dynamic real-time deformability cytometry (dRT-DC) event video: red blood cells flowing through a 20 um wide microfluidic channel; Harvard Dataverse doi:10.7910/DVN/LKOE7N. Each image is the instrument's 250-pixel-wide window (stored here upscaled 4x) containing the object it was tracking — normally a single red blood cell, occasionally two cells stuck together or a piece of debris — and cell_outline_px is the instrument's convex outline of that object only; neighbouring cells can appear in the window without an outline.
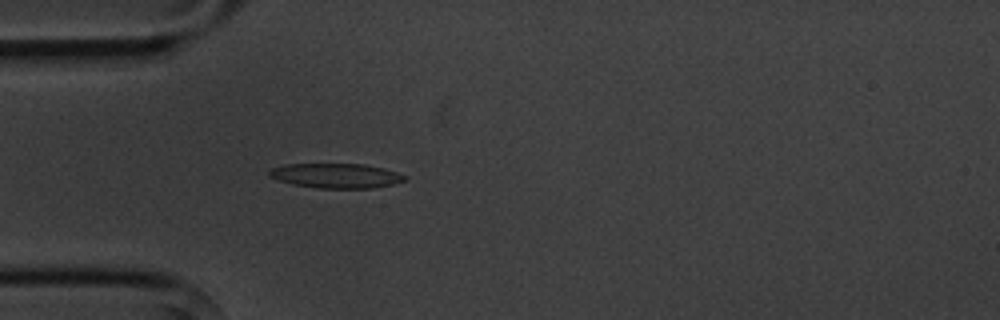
{"species": "common noctule bat (a hibernating species)", "species_latin": "Nyctalus noctula", "temperature_condition": "cold", "stored_images_in_passage": 3, "camera_frame_rate_fps": 3000, "um_per_image_px": 0.085, "animal": {"sex": "male", "body_mass_g": 20.1, "forearm_length_mm": 53.5}, "frame": {"image": 1, "passage_image": 3, "time_ms": 3.333, "image_size_px": [1000, 320], "cell_outline_px": [[408, 180], [392, 184], [372, 188], [320, 188], [292, 184], [268, 176], [268, 172], [272, 168], [284, 164], [364, 164], [384, 168], [408, 176]], "centroid_in_image_um": [28.59, 14.93], "position_along_channel_um": 56.4, "area_um2": 19.48}}